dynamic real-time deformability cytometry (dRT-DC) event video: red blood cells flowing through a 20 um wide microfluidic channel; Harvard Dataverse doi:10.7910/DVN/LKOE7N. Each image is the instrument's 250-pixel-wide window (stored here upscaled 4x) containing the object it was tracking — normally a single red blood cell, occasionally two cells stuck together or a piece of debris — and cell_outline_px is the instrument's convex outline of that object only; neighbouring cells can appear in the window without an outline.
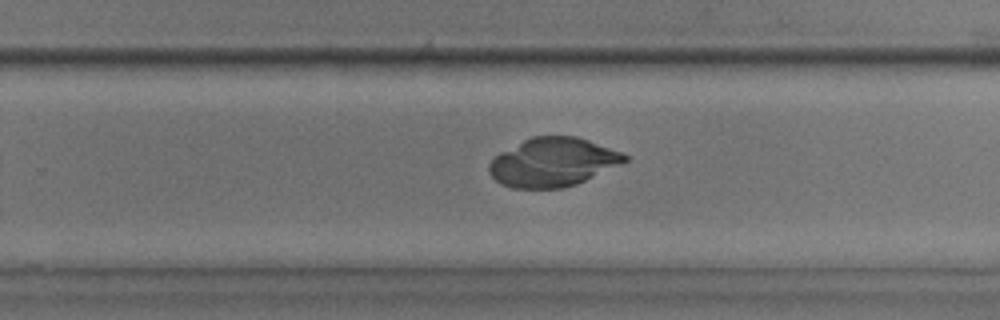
{"species": "common noctule bat (a hibernating species)", "species_latin": "Nyctalus noctula", "temperature_condition": "room temperature", "stored_images_in_passage": 28, "camera_frame_rate_fps": 3000, "um_per_image_px": 0.085, "animal": {"sex": "male", "body_mass_g": 17.9, "forearm_length_mm": 54.2}, "frame": {"image": 1, "passage_image": 20, "time_ms": 6.333, "image_size_px": [1000, 320], "cell_outline_px": [[628, 160], [576, 184], [564, 188], [512, 188], [500, 184], [488, 172], [488, 164], [500, 152], [532, 136], [576, 136], [588, 140], [620, 152], [628, 156]], "centroid_in_image_um": [46.95, 13.79], "position_along_channel_um": 282.9, "area_um2": 38.09}}